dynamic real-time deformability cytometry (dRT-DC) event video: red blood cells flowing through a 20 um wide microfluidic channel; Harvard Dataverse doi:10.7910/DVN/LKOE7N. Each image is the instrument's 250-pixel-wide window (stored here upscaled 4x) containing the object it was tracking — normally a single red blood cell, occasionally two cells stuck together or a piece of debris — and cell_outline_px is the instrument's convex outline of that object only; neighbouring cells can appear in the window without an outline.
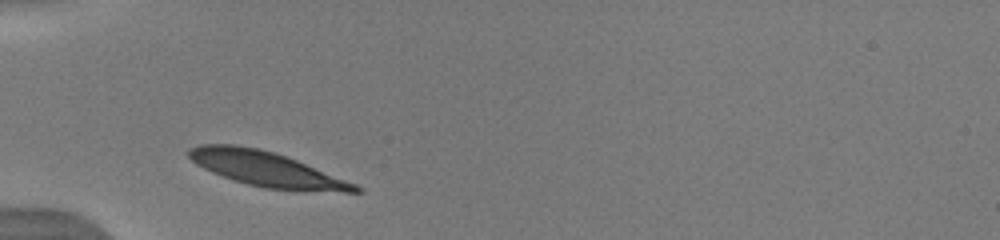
{"species": "human", "species_latin": "Homo sapiens", "temperature_condition": "warm", "stored_images_in_passage": 12, "camera_frame_rate_fps": 3000, "um_per_image_px": 0.085, "donor": {"sex": "male"}, "frame": {"image": 1, "passage_image": 1, "time_ms": 0.0, "image_size_px": [1000, 240], "cell_outline_px": [[364, 192], [344, 192], [264, 188], [248, 184], [212, 172], [196, 164], [188, 156], [188, 148], [200, 144], [236, 144], [256, 148], [272, 152], [296, 160], [356, 184], [364, 188]], "centroid_in_image_um": [22.64, 14.36], "position_along_channel_um": 62.4, "area_um2": 33.12}}
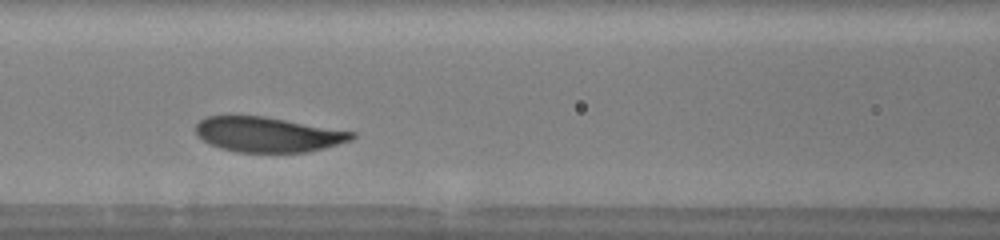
{"frame": {"image": 2, "passage_image": 4, "time_ms": 2.333, "image_size_px": [1000, 240], "cell_outline_px": [[356, 136], [352, 140], [324, 148], [308, 152], [236, 152], [220, 148], [196, 136], [196, 124], [204, 116], [264, 116], [356, 132]], "centroid_in_image_um": [22.78, 11.43], "position_along_channel_um": 143.8, "area_um2": 31.85}}
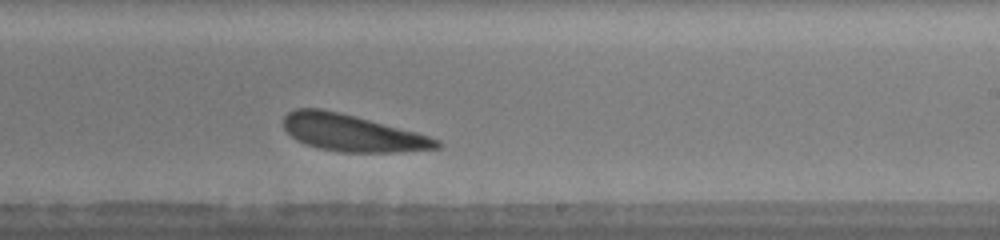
{"frame": {"image": 3, "passage_image": 12, "time_ms": 5.333, "image_size_px": [1000, 240], "cell_outline_px": [[444, 144], [440, 148], [392, 152], [336, 152], [320, 148], [296, 140], [284, 128], [284, 116], [288, 112], [296, 108], [320, 108], [340, 112], [356, 116], [416, 132], [440, 140]], "centroid_in_image_um": [29.94, 11.29], "position_along_channel_um": 259.1, "area_um2": 32.77}}